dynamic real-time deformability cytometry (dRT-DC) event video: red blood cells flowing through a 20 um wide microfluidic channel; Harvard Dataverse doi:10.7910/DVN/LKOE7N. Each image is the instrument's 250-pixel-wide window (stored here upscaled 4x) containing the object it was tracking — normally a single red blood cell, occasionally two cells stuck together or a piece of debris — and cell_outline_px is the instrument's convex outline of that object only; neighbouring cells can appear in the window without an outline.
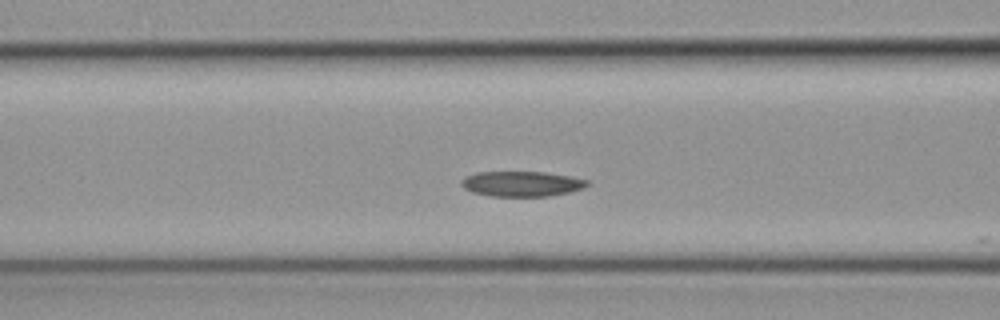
{"species": "common noctule bat (a hibernating species)", "species_latin": "Nyctalus noctula", "temperature_condition": "cold", "stored_images_in_passage": 14, "camera_frame_rate_fps": 3000, "um_per_image_px": 0.085, "animal": {"sex": "female", "body_mass_g": 19.3, "forearm_length_mm": 54.1}, "frame": {"image": 1, "passage_image": 9, "time_ms": 2.667, "image_size_px": [1000, 320], "cell_outline_px": [[588, 184], [584, 188], [552, 196], [492, 196], [472, 192], [464, 188], [460, 184], [460, 180], [464, 176], [476, 172], [544, 172], [572, 176], [588, 180]], "centroid_in_image_um": [44.32, 15.62], "position_along_channel_um": 122.3, "area_um2": 18.61}}
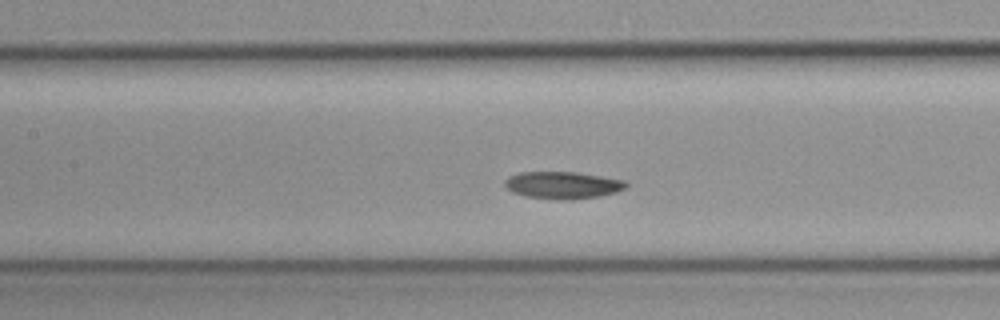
{"frame": {"image": 2, "passage_image": 12, "time_ms": 3.667, "image_size_px": [1000, 320], "cell_outline_px": [[628, 184], [624, 188], [616, 192], [600, 196], [572, 200], [560, 200], [524, 196], [512, 192], [504, 184], [504, 180], [508, 176], [520, 172], [576, 172], [624, 180]], "centroid_in_image_um": [47.8, 15.74], "position_along_channel_um": 159.6, "area_um2": 19.25}}